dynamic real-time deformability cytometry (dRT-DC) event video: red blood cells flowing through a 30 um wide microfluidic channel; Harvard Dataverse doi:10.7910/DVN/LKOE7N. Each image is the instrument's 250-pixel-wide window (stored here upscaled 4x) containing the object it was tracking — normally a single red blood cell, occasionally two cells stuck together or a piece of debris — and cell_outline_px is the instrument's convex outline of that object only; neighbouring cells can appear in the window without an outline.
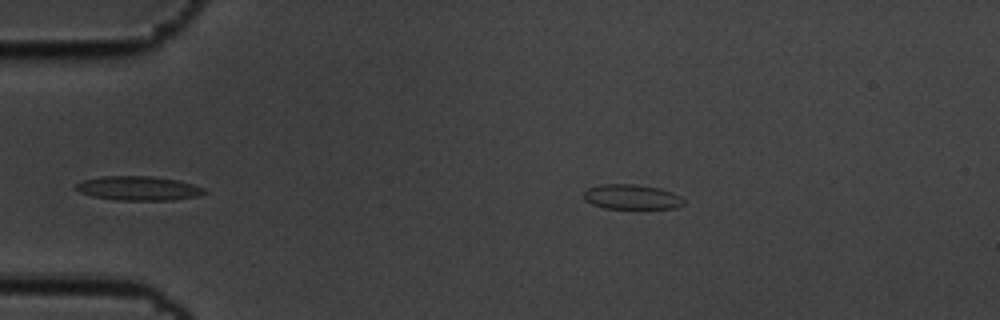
{"species": "common noctule bat (a hibernating species)", "species_latin": "Nyctalus noctula", "temperature_condition": "cold", "stored_images_in_passage": 42, "camera_frame_rate_fps": 3000, "um_per_image_px": 0.085, "animal": {"sex": "male", "body_mass_g": 19.5, "forearm_length_mm": 54.6}, "frame": {"image": 1, "passage_image": 2, "time_ms": 0.333, "image_size_px": [1000, 320], "cell_outline_px": [[684, 204], [676, 208], [604, 208], [592, 204], [584, 200], [584, 192], [588, 188], [600, 184], [636, 184], [660, 188], [672, 192], [680, 196], [684, 200]], "centroid_in_image_um": [53.69, 16.73], "position_along_channel_um": 31.3, "area_um2": 14.51}}
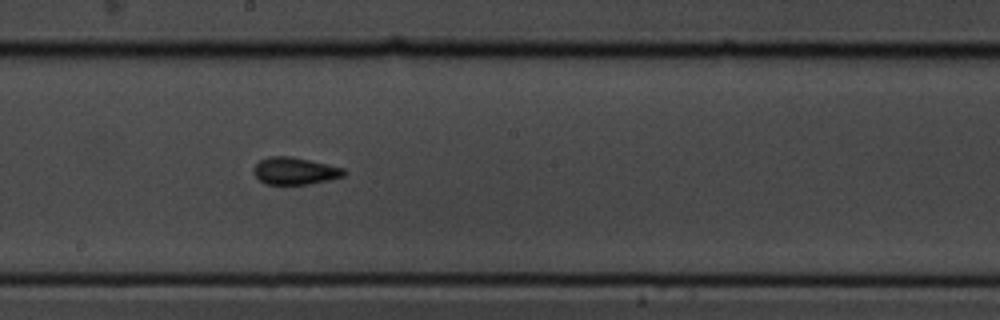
{"frame": {"image": 2, "passage_image": 23, "time_ms": 7.333, "image_size_px": [1000, 320], "cell_outline_px": [[348, 172], [344, 176], [328, 180], [308, 184], [264, 184], [252, 172], [256, 164], [260, 160], [268, 156], [292, 156], [344, 168]], "centroid_in_image_um": [25.07, 14.52], "position_along_channel_um": 223.1, "area_um2": 14.33}}
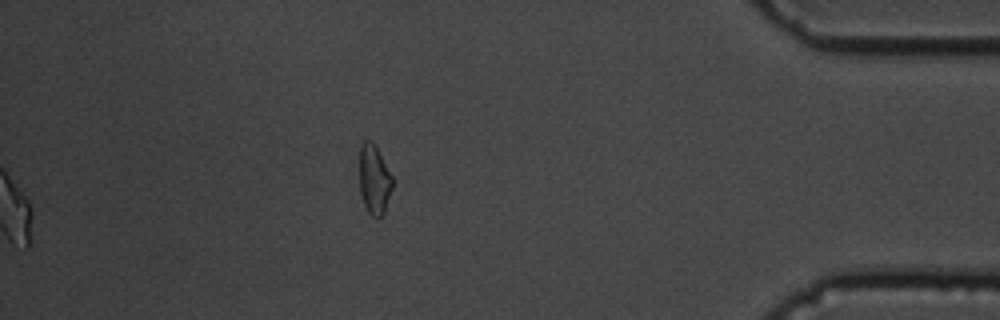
{"frame": {"image": 3, "passage_image": 42, "time_ms": 13.667, "image_size_px": [1000, 320], "cell_outline_px": [[392, 188], [384, 212], [380, 216], [372, 216], [368, 212], [364, 204], [360, 192], [360, 148], [364, 140], [372, 140], [376, 144], [392, 176]], "centroid_in_image_um": [31.81, 15.21], "position_along_channel_um": 403.4, "area_um2": 13.29}, "authors_computed_cell_mechanics": {"area_um2": 14.1899, "velocity_mm_per_s": 3.4748, "shape_relaxation_time_tau1_ms": 5.3511, "shape_relaxation_time_tau2_ms": 1.3013, "deformation_change_tau1": 0.1418, "deformation_change_tau2": 0.0815}}